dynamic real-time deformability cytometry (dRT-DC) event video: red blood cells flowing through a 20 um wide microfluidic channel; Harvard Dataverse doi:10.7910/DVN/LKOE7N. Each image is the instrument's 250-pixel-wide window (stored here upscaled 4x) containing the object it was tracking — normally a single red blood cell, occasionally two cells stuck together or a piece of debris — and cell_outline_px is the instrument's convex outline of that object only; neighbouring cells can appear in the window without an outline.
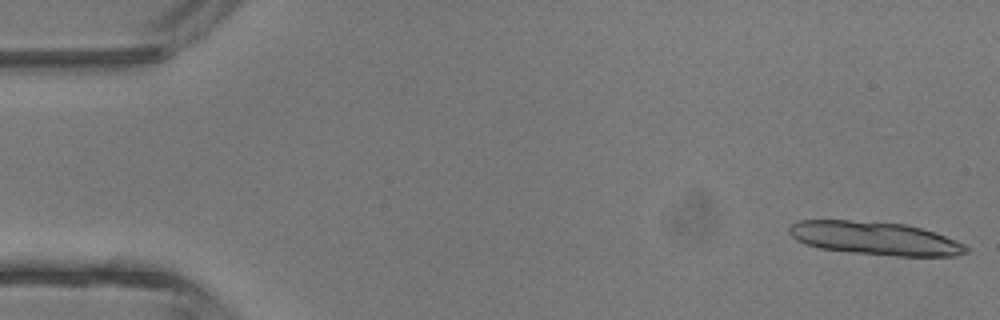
{"species": "common noctule bat (a hibernating species)", "species_latin": "Nyctalus noctula", "temperature_condition": "room temperature", "stored_images_in_passage": 4, "camera_frame_rate_fps": 3000, "um_per_image_px": 0.085, "animal": {"sex": "male", "body_mass_g": 13.3}, "frame": {"image": 1, "passage_image": 1, "time_ms": 0.0, "image_size_px": [1000, 320], "cell_outline_px": [[968, 252], [956, 256], [896, 256], [848, 252], [820, 248], [804, 244], [796, 240], [788, 232], [788, 228], [792, 224], [800, 220], [852, 220], [904, 224], [920, 228], [956, 240], [964, 244], [968, 248]], "centroid_in_image_um": [74.35, 20.26], "position_along_channel_um": 10.7, "area_um2": 34.22}}